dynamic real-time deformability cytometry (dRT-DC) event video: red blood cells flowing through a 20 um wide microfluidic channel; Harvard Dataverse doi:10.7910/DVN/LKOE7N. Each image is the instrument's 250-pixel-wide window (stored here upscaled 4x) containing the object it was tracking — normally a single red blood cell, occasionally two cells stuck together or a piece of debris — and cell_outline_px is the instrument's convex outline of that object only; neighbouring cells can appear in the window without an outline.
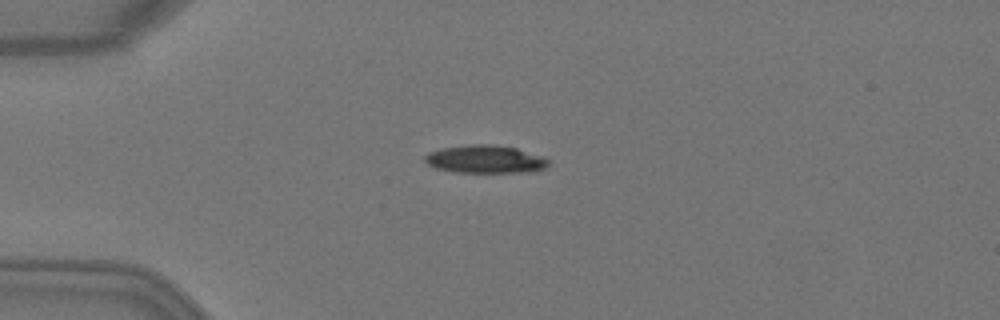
{"species": "Egyptian fruit bat (a non-hibernating species)", "species_latin": "Rousettus aegyptiacus", "temperature_condition": "warm", "stored_images_in_passage": 3, "camera_frame_rate_fps": 3000, "um_per_image_px": 0.085, "animal": {"sex": "female"}, "frame": {"image": 1, "passage_image": 2, "time_ms": 0.333, "image_size_px": [1000, 320], "cell_outline_px": [[552, 160], [544, 168], [532, 172], [452, 172], [436, 168], [428, 164], [424, 160], [424, 156], [428, 152], [444, 148], [468, 144], [496, 144], [516, 148], [544, 156]], "centroid_in_image_um": [41.28, 13.53], "position_along_channel_um": 43.7, "area_um2": 20.35}}